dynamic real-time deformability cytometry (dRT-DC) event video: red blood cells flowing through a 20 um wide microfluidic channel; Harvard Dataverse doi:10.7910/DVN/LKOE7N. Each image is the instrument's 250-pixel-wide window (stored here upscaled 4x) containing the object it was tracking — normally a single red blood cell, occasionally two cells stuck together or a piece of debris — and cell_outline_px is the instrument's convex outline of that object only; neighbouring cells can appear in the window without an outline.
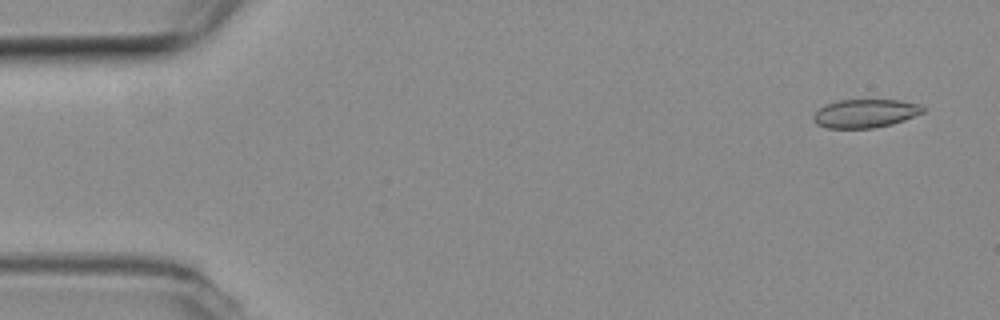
{"species": "common noctule bat (a hibernating species)", "species_latin": "Nyctalus noctula", "temperature_condition": "room temperature", "stored_images_in_passage": 5, "camera_frame_rate_fps": 3000, "um_per_image_px": 0.085, "animal": {"sex": "female", "body_mass_g": 19.3, "forearm_length_mm": 54.1}, "frame": {"image": 1, "passage_image": 1, "time_ms": 0.0, "image_size_px": [1000, 320], "cell_outline_px": [[924, 112], [904, 120], [892, 124], [872, 128], [828, 128], [816, 124], [812, 120], [812, 116], [820, 108], [828, 104], [840, 100], [900, 100], [920, 104], [924, 108]], "centroid_in_image_um": [73.55, 9.64], "position_along_channel_um": 11.5, "area_um2": 18.09}}